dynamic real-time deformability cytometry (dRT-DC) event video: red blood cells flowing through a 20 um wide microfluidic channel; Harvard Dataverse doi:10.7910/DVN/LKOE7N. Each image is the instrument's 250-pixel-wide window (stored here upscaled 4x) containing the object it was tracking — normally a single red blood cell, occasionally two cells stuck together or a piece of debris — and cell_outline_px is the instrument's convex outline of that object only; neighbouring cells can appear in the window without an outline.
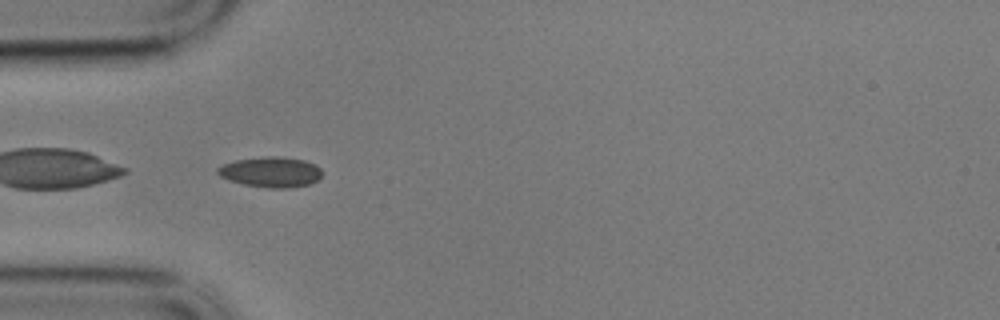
{"species": "common noctule bat (a hibernating species)", "species_latin": "Nyctalus noctula", "temperature_condition": "cold", "stored_images_in_passage": 42, "camera_frame_rate_fps": 3000, "um_per_image_px": 0.085, "animal": {"sex": "male", "body_mass_g": 17.9}, "frame": {"image": 1, "passage_image": 1, "time_ms": 0.0, "image_size_px": [1000, 320], "cell_outline_px": [[324, 172], [320, 180], [308, 184], [288, 188], [268, 188], [244, 184], [228, 180], [220, 176], [216, 172], [216, 168], [224, 164], [236, 160], [264, 156], [284, 156], [304, 160], [320, 168]], "centroid_in_image_um": [23.04, 14.62], "position_along_channel_um": 62.0, "area_um2": 18.67}, "authors_computed_cell_mechanics": {"area_um2": 17.2244, "velocity_mm_per_s": 3.4151, "shape_relaxation_time_tau1_ms": null, "shape_relaxation_time_tau2_ms": 2.9204, "deformation_change_tau1": null, "deformation_change_tau2": 0.0678}}